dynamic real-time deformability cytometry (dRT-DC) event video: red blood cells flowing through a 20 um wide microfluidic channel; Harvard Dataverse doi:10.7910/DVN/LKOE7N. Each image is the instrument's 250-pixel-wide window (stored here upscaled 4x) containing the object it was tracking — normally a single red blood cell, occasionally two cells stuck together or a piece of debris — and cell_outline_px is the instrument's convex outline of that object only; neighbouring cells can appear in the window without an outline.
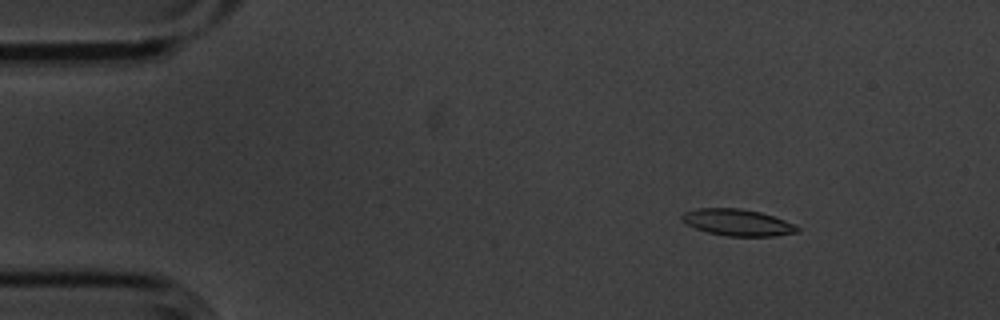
{"species": "common noctule bat (a hibernating species)", "species_latin": "Nyctalus noctula", "temperature_condition": "cold", "stored_images_in_passage": 5, "camera_frame_rate_fps": 3000, "um_per_image_px": 0.085, "animal": {"sex": "male", "body_mass_g": 20.1, "forearm_length_mm": 53.5}, "frame": {"image": 1, "passage_image": 3, "time_ms": 0.667, "image_size_px": [1000, 320], "cell_outline_px": [[800, 232], [776, 236], [728, 236], [708, 232], [696, 228], [680, 220], [680, 216], [684, 212], [696, 208], [740, 208], [760, 212], [796, 224], [800, 228]], "centroid_in_image_um": [62.71, 18.91], "position_along_channel_um": 22.3, "area_um2": 17.98}}